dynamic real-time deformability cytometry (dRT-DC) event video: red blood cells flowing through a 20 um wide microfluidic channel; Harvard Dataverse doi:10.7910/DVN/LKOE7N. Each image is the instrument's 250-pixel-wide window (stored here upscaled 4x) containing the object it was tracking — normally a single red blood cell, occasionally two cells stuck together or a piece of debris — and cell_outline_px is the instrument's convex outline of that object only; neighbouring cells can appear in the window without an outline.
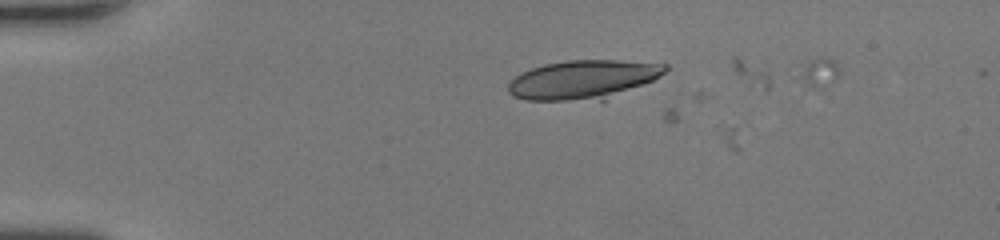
{"species": "human", "species_latin": "Homo sapiens", "temperature_condition": "room temperature", "stored_images_in_passage": 7, "camera_frame_rate_fps": 3000, "um_per_image_px": 0.085, "donor": {"sex": "female"}, "frame": {"image": 1, "passage_image": 5, "time_ms": 1.333, "image_size_px": [1000, 240], "cell_outline_px": [[668, 68], [660, 76], [644, 84], [604, 100], [524, 100], [512, 96], [508, 92], [508, 84], [520, 72], [544, 64], [568, 60], [620, 60], [668, 64]], "centroid_in_image_um": [49.55, 6.77], "position_along_channel_um": 35.4, "area_um2": 35.66}}